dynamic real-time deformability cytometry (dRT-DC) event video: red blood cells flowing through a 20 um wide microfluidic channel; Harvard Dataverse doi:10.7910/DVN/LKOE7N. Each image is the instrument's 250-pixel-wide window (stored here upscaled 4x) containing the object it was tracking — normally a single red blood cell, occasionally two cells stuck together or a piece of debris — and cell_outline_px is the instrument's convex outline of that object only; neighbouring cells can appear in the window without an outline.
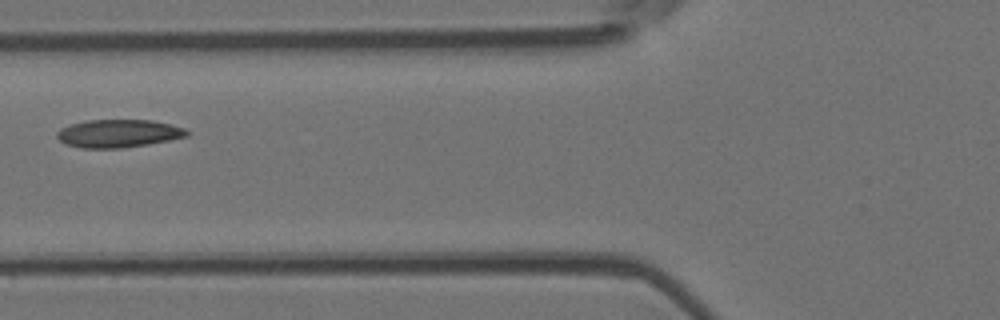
{"species": "Egyptian fruit bat (a non-hibernating species)", "species_latin": "Rousettus aegyptiacus", "temperature_condition": "room temperature", "stored_images_in_passage": 2, "camera_frame_rate_fps": 3000, "um_per_image_px": 0.085, "animal": {"sex": "female"}, "frame": {"image": 1, "passage_image": 2, "time_ms": 1.0, "image_size_px": [1000, 320], "cell_outline_px": [[188, 136], [148, 144], [120, 148], [80, 148], [64, 144], [56, 136], [56, 132], [60, 128], [72, 124], [88, 120], [152, 120], [184, 128], [188, 132]], "centroid_in_image_um": [10.02, 11.35], "position_along_channel_um": 115.8, "area_um2": 21.04}}